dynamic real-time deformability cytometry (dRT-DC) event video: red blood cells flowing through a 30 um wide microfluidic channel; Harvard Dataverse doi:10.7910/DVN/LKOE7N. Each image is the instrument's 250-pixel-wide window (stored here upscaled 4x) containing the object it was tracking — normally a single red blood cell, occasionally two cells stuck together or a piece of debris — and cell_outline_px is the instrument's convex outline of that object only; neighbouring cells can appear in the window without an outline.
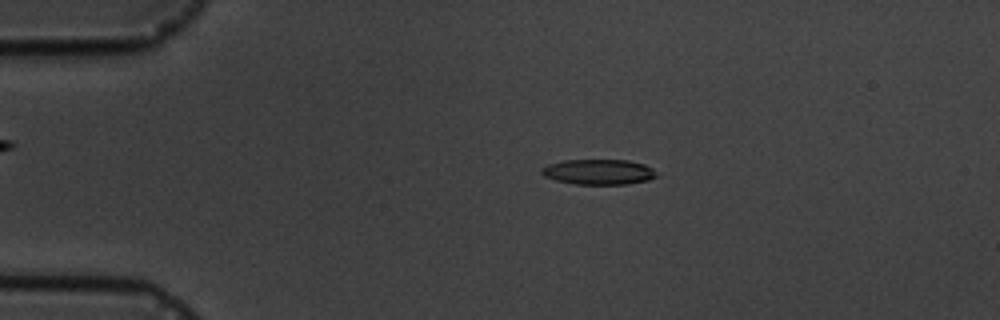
{"species": "common noctule bat (a hibernating species)", "species_latin": "Nyctalus noctula", "temperature_condition": "cold", "stored_images_in_passage": 11, "camera_frame_rate_fps": 3000, "um_per_image_px": 0.085, "animal": {"sex": "male", "body_mass_g": 19.5, "forearm_length_mm": 54.6}, "frame": {"image": 1, "passage_image": 3, "time_ms": 2.333, "image_size_px": [1000, 320], "cell_outline_px": [[656, 176], [648, 180], [628, 184], [576, 184], [556, 180], [544, 176], [540, 172], [540, 168], [548, 164], [564, 160], [628, 160], [644, 164], [652, 168], [656, 172]], "centroid_in_image_um": [50.86, 14.61], "position_along_channel_um": 34.1, "area_um2": 16.94}}
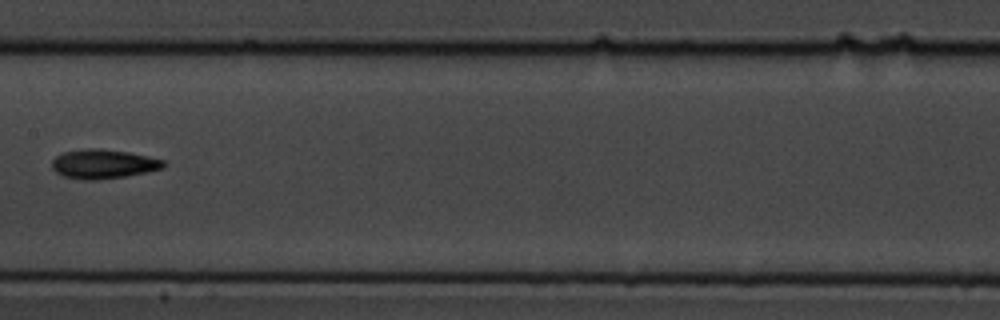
{"frame": {"image": 2, "passage_image": 8, "time_ms": 8.0, "image_size_px": [1000, 320], "cell_outline_px": [[168, 164], [164, 168], [148, 172], [124, 176], [96, 180], [84, 180], [64, 176], [56, 172], [52, 168], [52, 160], [56, 156], [64, 152], [88, 148], [100, 148], [128, 152], [148, 156], [164, 160]], "centroid_in_image_um": [8.81, 13.93], "position_along_channel_um": 198.6, "area_um2": 19.07}}
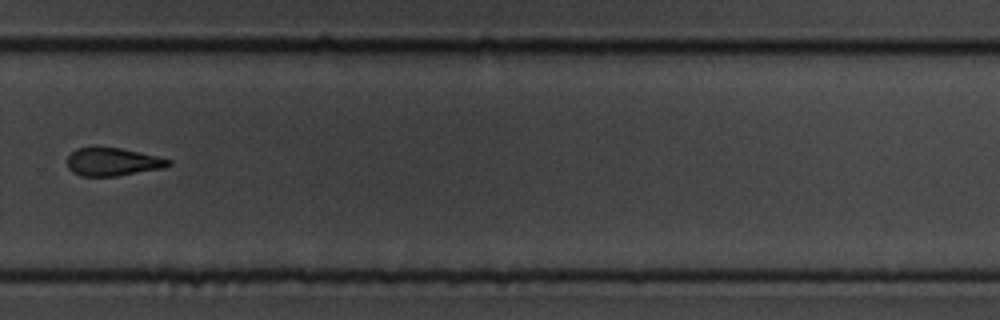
{"frame": {"image": 3, "passage_image": 11, "time_ms": 11.333, "image_size_px": [1000, 320], "cell_outline_px": [[172, 164], [164, 168], [116, 176], [80, 176], [72, 172], [68, 168], [68, 156], [76, 148], [120, 148], [160, 156], [172, 160]], "centroid_in_image_um": [9.62, 13.77], "position_along_channel_um": 320.2, "area_um2": 16.53}}